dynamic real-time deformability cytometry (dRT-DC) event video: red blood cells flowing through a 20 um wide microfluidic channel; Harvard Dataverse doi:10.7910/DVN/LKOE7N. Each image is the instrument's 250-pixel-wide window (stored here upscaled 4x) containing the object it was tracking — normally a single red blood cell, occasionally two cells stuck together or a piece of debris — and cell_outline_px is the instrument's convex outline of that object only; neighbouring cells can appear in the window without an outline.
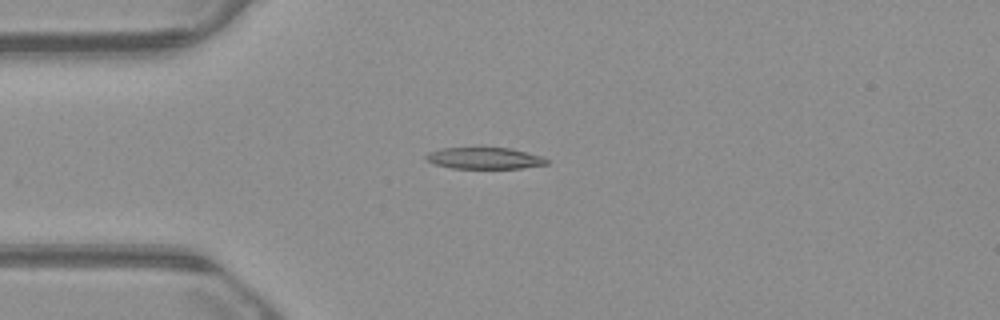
{"species": "common noctule bat (a hibernating species)", "species_latin": "Nyctalus noctula", "temperature_condition": "warm", "stored_images_in_passage": 41, "camera_frame_rate_fps": 3000, "um_per_image_px": 0.085, "animal": {"sex": "male", "body_mass_g": 23.1, "forearm_length_mm": 52.7}, "frame": {"image": 1, "passage_image": 1, "time_ms": 0.0, "image_size_px": [1000, 320], "cell_outline_px": [[548, 164], [520, 168], [452, 168], [432, 164], [424, 160], [424, 156], [428, 152], [444, 148], [512, 148], [540, 156], [548, 160]], "centroid_in_image_um": [41.12, 13.45], "position_along_channel_um": 43.9, "area_um2": 15.09}}
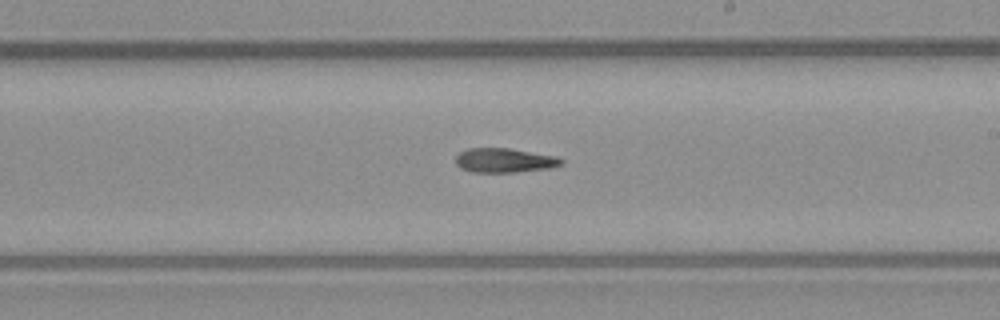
{"frame": {"image": 2, "passage_image": 18, "time_ms": 5.667, "image_size_px": [1000, 320], "cell_outline_px": [[564, 164], [552, 168], [516, 172], [472, 172], [460, 168], [456, 164], [456, 156], [460, 152], [468, 148], [508, 148], [556, 156], [564, 160]], "centroid_in_image_um": [42.9, 13.63], "position_along_channel_um": 246.1, "area_um2": 15.09}}
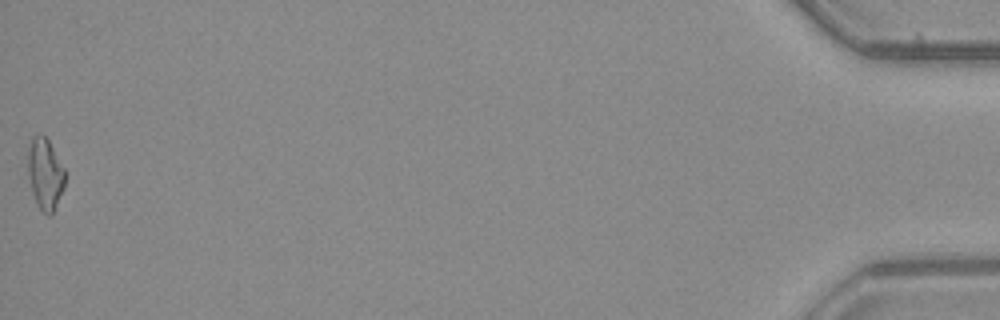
{"frame": {"image": 3, "passage_image": 41, "time_ms": 13.333, "image_size_px": [1000, 320], "cell_outline_px": [[64, 188], [52, 216], [48, 216], [36, 204], [32, 192], [28, 172], [28, 148], [32, 136], [44, 136], [48, 140], [64, 168]], "centroid_in_image_um": [3.83, 14.82], "position_along_channel_um": 431.4, "area_um2": 15.26}}